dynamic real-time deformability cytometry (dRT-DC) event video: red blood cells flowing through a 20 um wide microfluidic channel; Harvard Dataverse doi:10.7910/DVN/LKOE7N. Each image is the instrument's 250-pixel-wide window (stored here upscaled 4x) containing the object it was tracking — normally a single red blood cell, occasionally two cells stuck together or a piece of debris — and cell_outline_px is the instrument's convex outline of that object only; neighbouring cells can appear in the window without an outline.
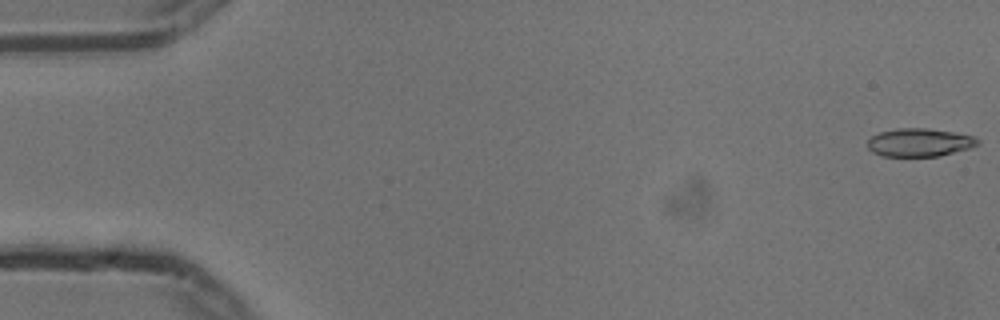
{"species": "common noctule bat (a hibernating species)", "species_latin": "Nyctalus noctula", "temperature_condition": "cold", "stored_images_in_passage": 55, "camera_frame_rate_fps": 3000, "um_per_image_px": 0.085, "animal": {"sex": "male", "body_mass_g": 13.3}, "frame": {"image": 1, "passage_image": 1, "time_ms": 0.0, "image_size_px": [1000, 320], "cell_outline_px": [[980, 144], [968, 148], [940, 156], [884, 156], [872, 152], [868, 148], [868, 140], [872, 136], [880, 132], [896, 128], [928, 128], [952, 132], [972, 136], [980, 140]], "centroid_in_image_um": [78.14, 12.1], "position_along_channel_um": 6.9, "area_um2": 17.98}}
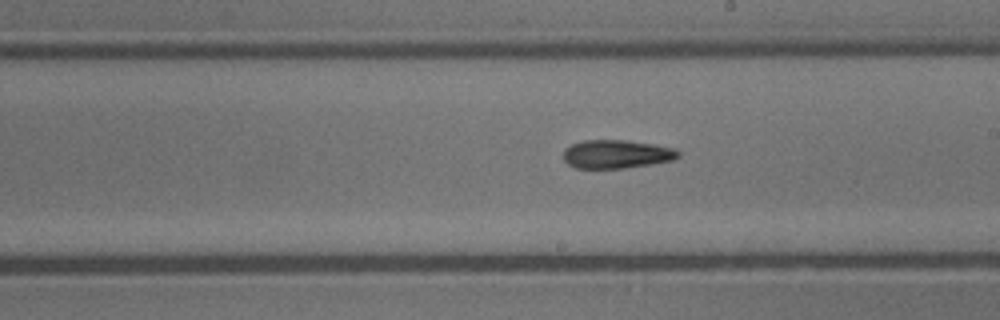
{"frame": {"image": 2, "passage_image": 31, "time_ms": 10.0, "image_size_px": [1000, 320], "cell_outline_px": [[680, 156], [672, 160], [652, 164], [624, 168], [576, 168], [568, 164], [564, 160], [564, 148], [572, 144], [584, 140], [624, 140], [652, 144], [676, 148], [680, 152]], "centroid_in_image_um": [52.41, 13.1], "position_along_channel_um": 236.6, "area_um2": 19.07}}
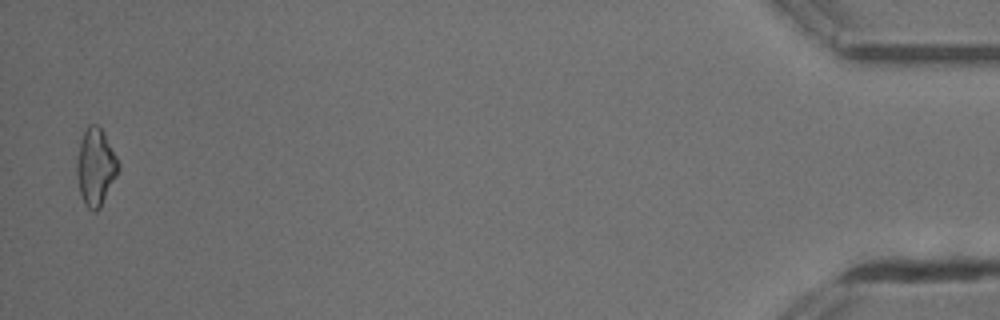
{"frame": {"image": 3, "passage_image": 54, "time_ms": 17.667, "image_size_px": [1000, 320], "cell_outline_px": [[120, 168], [100, 208], [96, 212], [92, 212], [84, 204], [80, 192], [76, 172], [76, 160], [80, 140], [88, 124], [96, 124], [100, 128], [116, 156], [120, 164]], "centroid_in_image_um": [8.11, 14.22], "position_along_channel_um": 427.1, "area_um2": 18.55}, "authors_computed_cell_mechanics": {"area_um2": 18.4382, "velocity_mm_per_s": 3.7441, "shape_relaxation_time_tau1_ms": 6.7636, "shape_relaxation_time_tau2_ms": null, "deformation_change_tau1": 0.1669, "deformation_change_tau2": null}}